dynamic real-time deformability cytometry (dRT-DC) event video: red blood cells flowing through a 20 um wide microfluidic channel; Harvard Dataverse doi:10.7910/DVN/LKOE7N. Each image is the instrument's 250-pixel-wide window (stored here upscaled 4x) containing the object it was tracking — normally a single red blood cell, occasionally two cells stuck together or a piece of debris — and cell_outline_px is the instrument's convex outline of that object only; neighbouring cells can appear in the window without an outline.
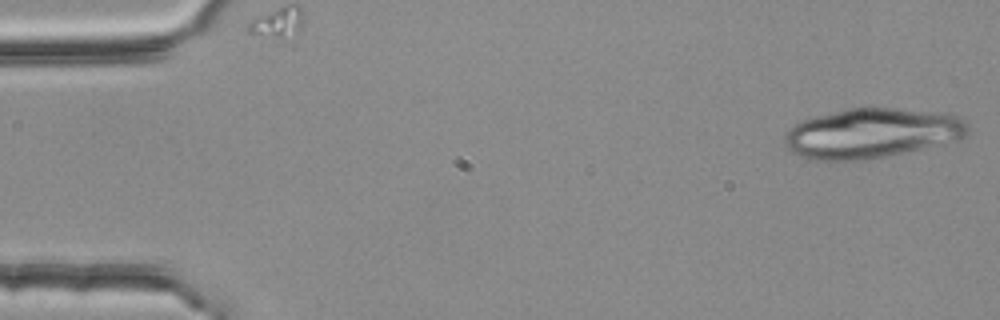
{"species": "common noctule bat (a hibernating species)", "species_latin": "Nyctalus noctula", "temperature_condition": "room temperature", "stored_images_in_passage": 53, "segment_of_instrument_passage": [1, 2], "camera_frame_rate_fps": 3000, "um_per_image_px": 0.085, "animal": {"sex": "female", "body_mass_g": 25.1}, "frame": {"image": 1, "passage_image": 1, "time_ms": 0.0, "image_size_px": [1000, 320], "cell_outline_px": [[972, 128], [968, 136], [960, 140], [888, 156], [868, 160], [812, 160], [800, 156], [792, 152], [784, 144], [784, 136], [800, 120], [848, 108], [892, 108], [948, 112], [964, 120]], "centroid_in_image_um": [74.18, 11.32], "position_along_channel_um": 10.8, "area_um2": 53.75}}